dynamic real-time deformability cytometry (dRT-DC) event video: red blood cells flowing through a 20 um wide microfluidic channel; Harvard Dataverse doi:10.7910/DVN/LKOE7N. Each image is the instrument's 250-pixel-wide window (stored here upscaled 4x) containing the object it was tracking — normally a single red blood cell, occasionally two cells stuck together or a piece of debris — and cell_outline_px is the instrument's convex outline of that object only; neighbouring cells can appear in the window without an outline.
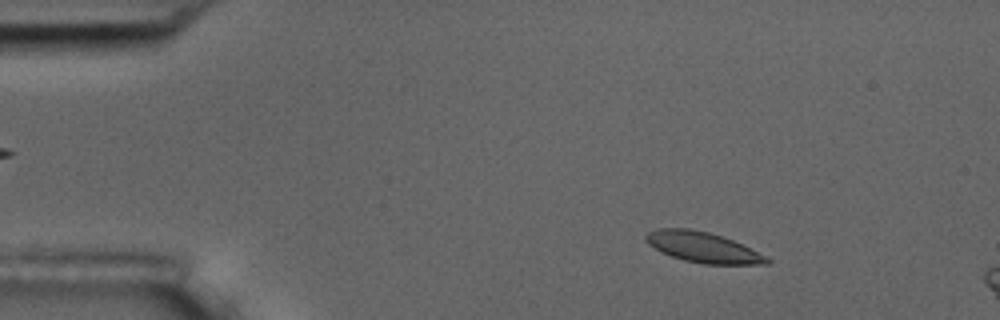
{"species": "common noctule bat (a hibernating species)", "species_latin": "Nyctalus noctula", "temperature_condition": "room temperature", "stored_images_in_passage": 14, "camera_frame_rate_fps": 3000, "um_per_image_px": 0.085, "animal": {"sex": "male", "body_mass_g": 17.5, "forearm_length_mm": 52.3}, "frame": {"image": 1, "passage_image": 8, "time_ms": 2.333, "image_size_px": [1000, 320], "cell_outline_px": [[772, 260], [768, 264], [704, 264], [684, 260], [660, 252], [648, 244], [644, 240], [644, 236], [648, 232], [656, 228], [688, 228], [708, 232], [732, 240], [768, 256]], "centroid_in_image_um": [59.72, 21.02], "position_along_channel_um": 25.3, "area_um2": 21.5}}